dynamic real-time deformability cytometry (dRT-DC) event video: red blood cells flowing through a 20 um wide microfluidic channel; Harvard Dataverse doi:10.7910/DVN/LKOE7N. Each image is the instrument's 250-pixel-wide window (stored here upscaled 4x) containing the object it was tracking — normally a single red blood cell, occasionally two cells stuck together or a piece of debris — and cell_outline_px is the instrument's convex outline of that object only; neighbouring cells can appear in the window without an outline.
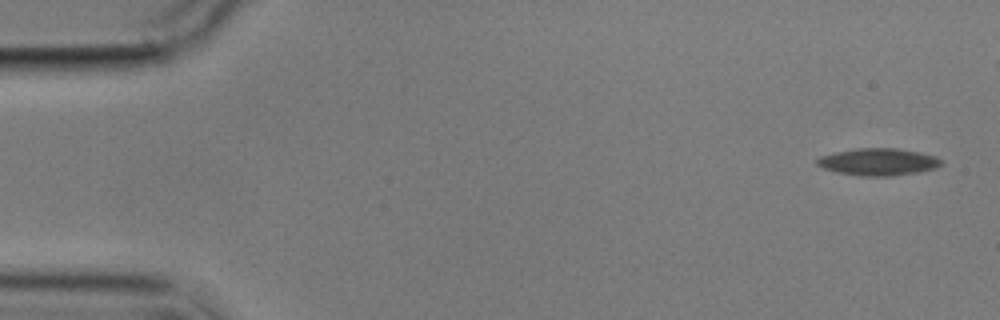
{"species": "common noctule bat (a hibernating species)", "species_latin": "Nyctalus noctula", "temperature_condition": "cold", "stored_images_in_passage": 6, "camera_frame_rate_fps": 3000, "um_per_image_px": 0.085, "animal": {"sex": "male", "body_mass_g": 17.9}, "frame": {"image": 1, "passage_image": 1, "time_ms": 0.0, "image_size_px": [1000, 320], "cell_outline_px": [[944, 164], [936, 168], [916, 172], [892, 176], [860, 176], [836, 172], [824, 168], [816, 164], [816, 160], [820, 156], [836, 152], [856, 148], [896, 148], [920, 152], [936, 156], [944, 160]], "centroid_in_image_um": [74.69, 13.76], "position_along_channel_um": 10.3, "area_um2": 19.77}}